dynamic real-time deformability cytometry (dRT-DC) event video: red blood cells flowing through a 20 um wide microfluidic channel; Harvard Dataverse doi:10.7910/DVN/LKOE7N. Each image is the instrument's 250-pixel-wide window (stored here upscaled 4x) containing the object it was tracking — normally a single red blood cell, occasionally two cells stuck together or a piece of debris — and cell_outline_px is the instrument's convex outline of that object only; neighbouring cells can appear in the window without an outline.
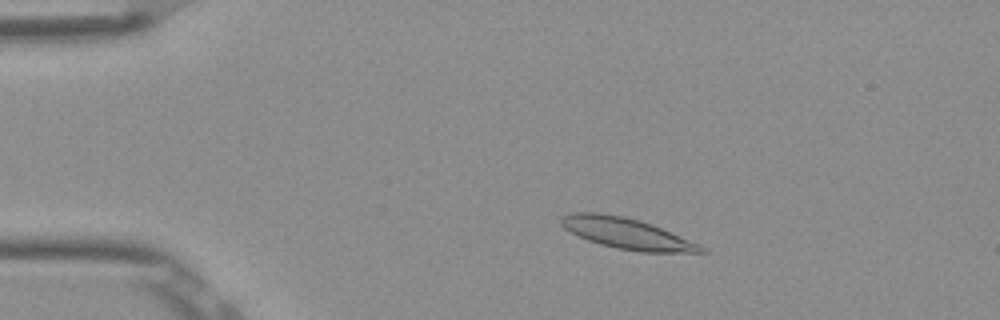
{"species": "Egyptian fruit bat (a non-hibernating species)", "species_latin": "Rousettus aegyptiacus", "temperature_condition": "room temperature", "stored_images_in_passage": 50, "camera_frame_rate_fps": 3000, "um_per_image_px": 0.085, "frame": {"image": 1, "passage_image": 7, "time_ms": 2.0, "image_size_px": [1000, 320], "cell_outline_px": [[708, 252], [640, 252], [616, 248], [600, 244], [588, 240], [564, 228], [560, 224], [560, 220], [564, 216], [572, 212], [600, 212], [624, 216], [640, 220], [652, 224], [700, 244]], "centroid_in_image_um": [53.28, 19.83], "position_along_channel_um": 31.7, "area_um2": 25.09}}
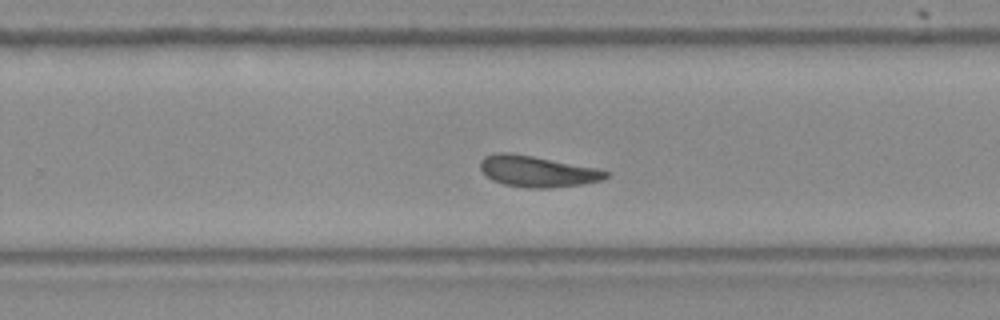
{"frame": {"image": 2, "passage_image": 31, "time_ms": 10.0, "image_size_px": [1000, 320], "cell_outline_px": [[608, 176], [604, 180], [584, 184], [552, 188], [528, 188], [504, 184], [492, 180], [480, 168], [480, 160], [484, 156], [496, 152], [512, 152], [596, 168], [608, 172]], "centroid_in_image_um": [45.66, 14.56], "position_along_channel_um": 284.1, "area_um2": 22.83}}
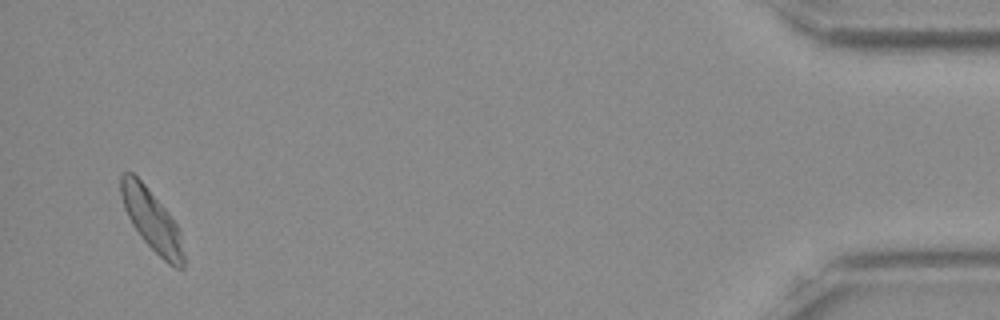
{"frame": {"image": 3, "passage_image": 48, "time_ms": 15.667, "image_size_px": [1000, 320], "cell_outline_px": [[184, 268], [176, 268], [168, 264], [144, 240], [132, 224], [124, 208], [120, 196], [120, 176], [124, 172], [132, 172], [144, 184], [168, 212], [176, 224], [180, 232], [184, 252]], "centroid_in_image_um": [12.9, 18.71], "position_along_channel_um": 422.3, "area_um2": 22.08}, "authors_computed_cell_mechanics": {"area_um2": 22.8599, "velocity_mm_per_s": 3.8376, "shape_relaxation_time_tau1_ms": 3.241, "shape_relaxation_time_tau2_ms": 3.4286, "deformation_change_tau1": 0.1411, "deformation_change_tau2": 0.1217}}